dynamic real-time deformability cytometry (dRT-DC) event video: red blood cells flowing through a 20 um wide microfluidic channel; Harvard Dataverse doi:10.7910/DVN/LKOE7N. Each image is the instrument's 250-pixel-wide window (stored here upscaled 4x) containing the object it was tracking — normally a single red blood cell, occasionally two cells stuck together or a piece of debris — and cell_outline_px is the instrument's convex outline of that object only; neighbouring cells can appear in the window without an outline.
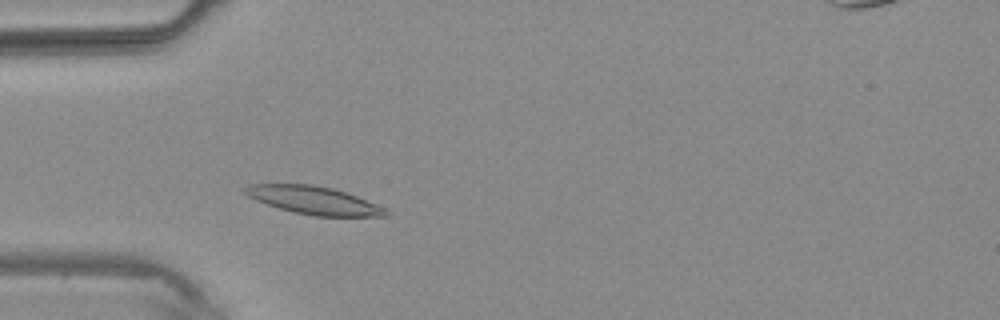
{"species": "common noctule bat (a hibernating species)", "species_latin": "Nyctalus noctula", "temperature_condition": "warm", "stored_images_in_passage": 3, "camera_frame_rate_fps": 3000, "um_per_image_px": 0.085, "animal": {"sex": "male", "body_mass_g": 20.4}, "frame": {"image": 1, "passage_image": 3, "time_ms": 2.333, "image_size_px": [1000, 320], "cell_outline_px": [[388, 216], [316, 216], [296, 212], [280, 208], [256, 200], [248, 196], [240, 188], [248, 184], [312, 184], [332, 188], [356, 196], [376, 204], [384, 208], [388, 212]], "centroid_in_image_um": [26.62, 17.01], "position_along_channel_um": 58.4, "area_um2": 22.6}}